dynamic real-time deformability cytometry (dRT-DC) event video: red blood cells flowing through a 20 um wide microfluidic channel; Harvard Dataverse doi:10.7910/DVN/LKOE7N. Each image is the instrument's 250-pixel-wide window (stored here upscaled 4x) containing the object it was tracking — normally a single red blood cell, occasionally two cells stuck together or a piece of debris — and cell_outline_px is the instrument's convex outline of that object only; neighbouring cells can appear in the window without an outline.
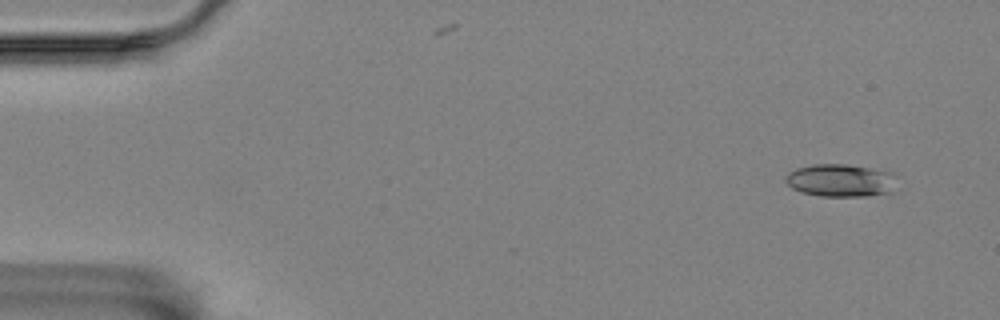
{"species": "Egyptian fruit bat (a non-hibernating species)", "species_latin": "Rousettus aegyptiacus", "temperature_condition": "room temperature", "stored_images_in_passage": 8, "camera_frame_rate_fps": 3000, "um_per_image_px": 0.085, "animal": {"sex": "female"}, "frame": {"image": 1, "passage_image": 1, "time_ms": 0.0, "image_size_px": [1000, 320], "cell_outline_px": [[896, 176], [892, 192], [868, 196], [820, 196], [800, 192], [792, 188], [784, 180], [784, 176], [788, 172], [796, 168], [812, 164], [848, 164], [892, 172]], "centroid_in_image_um": [71.42, 15.33], "position_along_channel_um": 13.6, "area_um2": 21.44}}
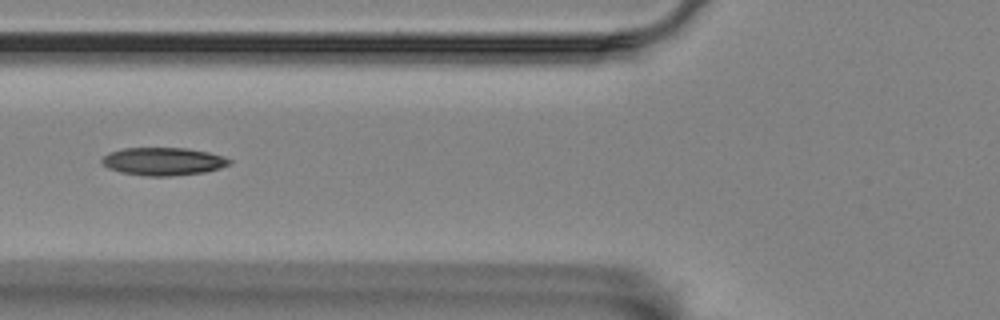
{"frame": {"image": 2, "passage_image": 6, "time_ms": 6.0, "image_size_px": [1000, 320], "cell_outline_px": [[232, 164], [220, 168], [204, 172], [168, 176], [148, 176], [120, 172], [108, 168], [100, 160], [108, 152], [124, 148], [188, 148], [208, 152], [224, 156], [232, 160]], "centroid_in_image_um": [13.89, 13.71], "position_along_channel_um": 111.9, "area_um2": 20.75}}
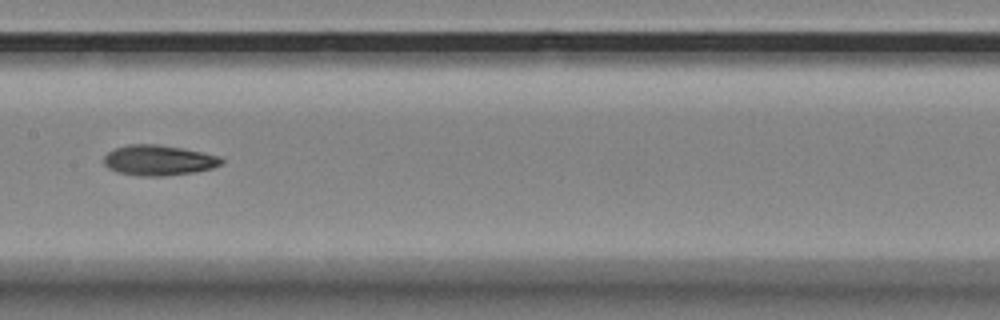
{"frame": {"image": 3, "passage_image": 8, "time_ms": 8.333, "image_size_px": [1000, 320], "cell_outline_px": [[224, 164], [212, 168], [196, 172], [164, 176], [140, 176], [116, 172], [108, 168], [104, 164], [104, 156], [108, 152], [116, 148], [128, 144], [156, 144], [180, 148], [220, 156], [224, 160]], "centroid_in_image_um": [13.49, 13.63], "position_along_channel_um": 193.9, "area_um2": 20.87}}